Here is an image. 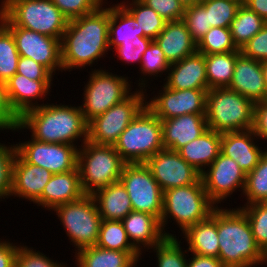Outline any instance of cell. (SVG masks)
Returning <instances> with one entry per match:
<instances>
[{"instance_id":"1","label":"cell","mask_w":267,"mask_h":267,"mask_svg":"<svg viewBox=\"0 0 267 267\" xmlns=\"http://www.w3.org/2000/svg\"><path fill=\"white\" fill-rule=\"evenodd\" d=\"M102 6L68 21L61 39L63 71L91 66L109 51V7Z\"/></svg>"},{"instance_id":"2","label":"cell","mask_w":267,"mask_h":267,"mask_svg":"<svg viewBox=\"0 0 267 267\" xmlns=\"http://www.w3.org/2000/svg\"><path fill=\"white\" fill-rule=\"evenodd\" d=\"M29 129L31 137L40 142L76 145L88 140V123L81 106L44 104L26 111L13 131Z\"/></svg>"},{"instance_id":"3","label":"cell","mask_w":267,"mask_h":267,"mask_svg":"<svg viewBox=\"0 0 267 267\" xmlns=\"http://www.w3.org/2000/svg\"><path fill=\"white\" fill-rule=\"evenodd\" d=\"M221 208V209H220ZM218 258L226 267H255L265 263L246 214L238 207L217 206Z\"/></svg>"},{"instance_id":"4","label":"cell","mask_w":267,"mask_h":267,"mask_svg":"<svg viewBox=\"0 0 267 267\" xmlns=\"http://www.w3.org/2000/svg\"><path fill=\"white\" fill-rule=\"evenodd\" d=\"M215 207V204L208 198L202 179L195 184L164 191L160 219L164 235L174 237V234L165 231L169 218L177 223L183 233L188 227L206 220Z\"/></svg>"},{"instance_id":"5","label":"cell","mask_w":267,"mask_h":267,"mask_svg":"<svg viewBox=\"0 0 267 267\" xmlns=\"http://www.w3.org/2000/svg\"><path fill=\"white\" fill-rule=\"evenodd\" d=\"M255 103L227 87L212 88L206 94L208 129L219 133L253 128Z\"/></svg>"},{"instance_id":"6","label":"cell","mask_w":267,"mask_h":267,"mask_svg":"<svg viewBox=\"0 0 267 267\" xmlns=\"http://www.w3.org/2000/svg\"><path fill=\"white\" fill-rule=\"evenodd\" d=\"M78 147L77 167L84 195H93L109 184L119 182L126 163L113 145L94 144L87 140Z\"/></svg>"},{"instance_id":"7","label":"cell","mask_w":267,"mask_h":267,"mask_svg":"<svg viewBox=\"0 0 267 267\" xmlns=\"http://www.w3.org/2000/svg\"><path fill=\"white\" fill-rule=\"evenodd\" d=\"M114 148L126 164L145 163L164 149L161 120L145 106L121 133Z\"/></svg>"},{"instance_id":"8","label":"cell","mask_w":267,"mask_h":267,"mask_svg":"<svg viewBox=\"0 0 267 267\" xmlns=\"http://www.w3.org/2000/svg\"><path fill=\"white\" fill-rule=\"evenodd\" d=\"M77 250L96 245L102 218L92 195L57 206L54 210Z\"/></svg>"},{"instance_id":"9","label":"cell","mask_w":267,"mask_h":267,"mask_svg":"<svg viewBox=\"0 0 267 267\" xmlns=\"http://www.w3.org/2000/svg\"><path fill=\"white\" fill-rule=\"evenodd\" d=\"M84 87V103L80 106L87 123L113 105L121 103L132 93L128 77L113 74L105 69H94Z\"/></svg>"},{"instance_id":"10","label":"cell","mask_w":267,"mask_h":267,"mask_svg":"<svg viewBox=\"0 0 267 267\" xmlns=\"http://www.w3.org/2000/svg\"><path fill=\"white\" fill-rule=\"evenodd\" d=\"M3 15L17 27L62 39L68 19L51 0H19Z\"/></svg>"},{"instance_id":"11","label":"cell","mask_w":267,"mask_h":267,"mask_svg":"<svg viewBox=\"0 0 267 267\" xmlns=\"http://www.w3.org/2000/svg\"><path fill=\"white\" fill-rule=\"evenodd\" d=\"M145 93L143 89L133 91L121 103L92 119L88 123V141L114 146L121 133L146 106Z\"/></svg>"},{"instance_id":"12","label":"cell","mask_w":267,"mask_h":267,"mask_svg":"<svg viewBox=\"0 0 267 267\" xmlns=\"http://www.w3.org/2000/svg\"><path fill=\"white\" fill-rule=\"evenodd\" d=\"M128 192L133 211L155 216L163 210V191L145 163L125 164L119 180Z\"/></svg>"},{"instance_id":"13","label":"cell","mask_w":267,"mask_h":267,"mask_svg":"<svg viewBox=\"0 0 267 267\" xmlns=\"http://www.w3.org/2000/svg\"><path fill=\"white\" fill-rule=\"evenodd\" d=\"M0 21L12 32L20 56L33 59L52 75L57 70L62 72L60 39L14 26L3 14Z\"/></svg>"},{"instance_id":"14","label":"cell","mask_w":267,"mask_h":267,"mask_svg":"<svg viewBox=\"0 0 267 267\" xmlns=\"http://www.w3.org/2000/svg\"><path fill=\"white\" fill-rule=\"evenodd\" d=\"M16 153L30 164L49 170L52 174L65 173L77 168V145L31 140L15 144Z\"/></svg>"},{"instance_id":"15","label":"cell","mask_w":267,"mask_h":267,"mask_svg":"<svg viewBox=\"0 0 267 267\" xmlns=\"http://www.w3.org/2000/svg\"><path fill=\"white\" fill-rule=\"evenodd\" d=\"M163 89L146 102V107L160 120L171 119L184 114H206L204 89Z\"/></svg>"},{"instance_id":"16","label":"cell","mask_w":267,"mask_h":267,"mask_svg":"<svg viewBox=\"0 0 267 267\" xmlns=\"http://www.w3.org/2000/svg\"><path fill=\"white\" fill-rule=\"evenodd\" d=\"M207 168L201 173V179L208 198L216 206L224 199L226 201L238 188L243 193L246 173L232 158L220 153Z\"/></svg>"},{"instance_id":"17","label":"cell","mask_w":267,"mask_h":267,"mask_svg":"<svg viewBox=\"0 0 267 267\" xmlns=\"http://www.w3.org/2000/svg\"><path fill=\"white\" fill-rule=\"evenodd\" d=\"M145 164L163 192L170 188L195 184L201 179V173L187 163L177 151H158Z\"/></svg>"},{"instance_id":"18","label":"cell","mask_w":267,"mask_h":267,"mask_svg":"<svg viewBox=\"0 0 267 267\" xmlns=\"http://www.w3.org/2000/svg\"><path fill=\"white\" fill-rule=\"evenodd\" d=\"M52 173L40 166L25 162L17 153L12 169L11 196L35 202L52 177Z\"/></svg>"},{"instance_id":"19","label":"cell","mask_w":267,"mask_h":267,"mask_svg":"<svg viewBox=\"0 0 267 267\" xmlns=\"http://www.w3.org/2000/svg\"><path fill=\"white\" fill-rule=\"evenodd\" d=\"M51 81L53 80H31L15 73L5 82L8 100L13 111L21 117L26 111L39 107L37 100L48 96L52 86Z\"/></svg>"},{"instance_id":"20","label":"cell","mask_w":267,"mask_h":267,"mask_svg":"<svg viewBox=\"0 0 267 267\" xmlns=\"http://www.w3.org/2000/svg\"><path fill=\"white\" fill-rule=\"evenodd\" d=\"M249 98L254 103L267 100V89L262 72V62L245 57H237L232 80L227 87Z\"/></svg>"},{"instance_id":"21","label":"cell","mask_w":267,"mask_h":267,"mask_svg":"<svg viewBox=\"0 0 267 267\" xmlns=\"http://www.w3.org/2000/svg\"><path fill=\"white\" fill-rule=\"evenodd\" d=\"M256 137V138H255ZM259 139L253 129L221 133V153L236 161L239 167L248 174L259 163L266 152L255 144Z\"/></svg>"},{"instance_id":"22","label":"cell","mask_w":267,"mask_h":267,"mask_svg":"<svg viewBox=\"0 0 267 267\" xmlns=\"http://www.w3.org/2000/svg\"><path fill=\"white\" fill-rule=\"evenodd\" d=\"M164 85L169 89H204L208 91L205 55L199 52L170 64Z\"/></svg>"},{"instance_id":"23","label":"cell","mask_w":267,"mask_h":267,"mask_svg":"<svg viewBox=\"0 0 267 267\" xmlns=\"http://www.w3.org/2000/svg\"><path fill=\"white\" fill-rule=\"evenodd\" d=\"M206 114H184L161 120L164 149L178 151L208 130Z\"/></svg>"},{"instance_id":"24","label":"cell","mask_w":267,"mask_h":267,"mask_svg":"<svg viewBox=\"0 0 267 267\" xmlns=\"http://www.w3.org/2000/svg\"><path fill=\"white\" fill-rule=\"evenodd\" d=\"M83 195L77 167L65 173L53 174L34 204L53 211L57 206L76 201Z\"/></svg>"},{"instance_id":"25","label":"cell","mask_w":267,"mask_h":267,"mask_svg":"<svg viewBox=\"0 0 267 267\" xmlns=\"http://www.w3.org/2000/svg\"><path fill=\"white\" fill-rule=\"evenodd\" d=\"M127 237L131 245L142 255L145 248L151 249L159 244L166 236L160 221L153 215L131 211L122 220ZM143 247V248H142Z\"/></svg>"},{"instance_id":"26","label":"cell","mask_w":267,"mask_h":267,"mask_svg":"<svg viewBox=\"0 0 267 267\" xmlns=\"http://www.w3.org/2000/svg\"><path fill=\"white\" fill-rule=\"evenodd\" d=\"M164 52L169 64L197 52V43L191 37L183 20L166 21L164 29L154 39Z\"/></svg>"},{"instance_id":"27","label":"cell","mask_w":267,"mask_h":267,"mask_svg":"<svg viewBox=\"0 0 267 267\" xmlns=\"http://www.w3.org/2000/svg\"><path fill=\"white\" fill-rule=\"evenodd\" d=\"M177 152L187 163L202 173L221 153V133L208 129Z\"/></svg>"},{"instance_id":"28","label":"cell","mask_w":267,"mask_h":267,"mask_svg":"<svg viewBox=\"0 0 267 267\" xmlns=\"http://www.w3.org/2000/svg\"><path fill=\"white\" fill-rule=\"evenodd\" d=\"M182 235L187 241L188 252L218 258L217 206L206 220L188 227Z\"/></svg>"},{"instance_id":"29","label":"cell","mask_w":267,"mask_h":267,"mask_svg":"<svg viewBox=\"0 0 267 267\" xmlns=\"http://www.w3.org/2000/svg\"><path fill=\"white\" fill-rule=\"evenodd\" d=\"M74 256L78 267H132L141 259L138 251L107 250L96 245L82 248Z\"/></svg>"},{"instance_id":"30","label":"cell","mask_w":267,"mask_h":267,"mask_svg":"<svg viewBox=\"0 0 267 267\" xmlns=\"http://www.w3.org/2000/svg\"><path fill=\"white\" fill-rule=\"evenodd\" d=\"M102 220H122L132 209L128 192L115 182L92 195Z\"/></svg>"},{"instance_id":"31","label":"cell","mask_w":267,"mask_h":267,"mask_svg":"<svg viewBox=\"0 0 267 267\" xmlns=\"http://www.w3.org/2000/svg\"><path fill=\"white\" fill-rule=\"evenodd\" d=\"M138 22L120 4L109 7V47L110 50L121 44V40L142 39L144 32L138 29Z\"/></svg>"},{"instance_id":"32","label":"cell","mask_w":267,"mask_h":267,"mask_svg":"<svg viewBox=\"0 0 267 267\" xmlns=\"http://www.w3.org/2000/svg\"><path fill=\"white\" fill-rule=\"evenodd\" d=\"M241 50L205 55L208 89L228 87Z\"/></svg>"},{"instance_id":"33","label":"cell","mask_w":267,"mask_h":267,"mask_svg":"<svg viewBox=\"0 0 267 267\" xmlns=\"http://www.w3.org/2000/svg\"><path fill=\"white\" fill-rule=\"evenodd\" d=\"M265 24L262 17L242 3L229 27L236 47L241 49Z\"/></svg>"},{"instance_id":"34","label":"cell","mask_w":267,"mask_h":267,"mask_svg":"<svg viewBox=\"0 0 267 267\" xmlns=\"http://www.w3.org/2000/svg\"><path fill=\"white\" fill-rule=\"evenodd\" d=\"M128 2L122 1L120 4L138 22V29L140 32H144V37L154 40L164 29L166 21L141 0Z\"/></svg>"},{"instance_id":"35","label":"cell","mask_w":267,"mask_h":267,"mask_svg":"<svg viewBox=\"0 0 267 267\" xmlns=\"http://www.w3.org/2000/svg\"><path fill=\"white\" fill-rule=\"evenodd\" d=\"M96 246L107 250L137 251L131 245L120 220H102Z\"/></svg>"},{"instance_id":"36","label":"cell","mask_w":267,"mask_h":267,"mask_svg":"<svg viewBox=\"0 0 267 267\" xmlns=\"http://www.w3.org/2000/svg\"><path fill=\"white\" fill-rule=\"evenodd\" d=\"M243 195L247 199L246 205L267 202V150L258 165L246 174Z\"/></svg>"},{"instance_id":"37","label":"cell","mask_w":267,"mask_h":267,"mask_svg":"<svg viewBox=\"0 0 267 267\" xmlns=\"http://www.w3.org/2000/svg\"><path fill=\"white\" fill-rule=\"evenodd\" d=\"M19 57L12 32L0 21V81L6 82L17 72Z\"/></svg>"},{"instance_id":"38","label":"cell","mask_w":267,"mask_h":267,"mask_svg":"<svg viewBox=\"0 0 267 267\" xmlns=\"http://www.w3.org/2000/svg\"><path fill=\"white\" fill-rule=\"evenodd\" d=\"M238 50L234 44L230 29L224 27H211L197 44V52L204 55Z\"/></svg>"},{"instance_id":"39","label":"cell","mask_w":267,"mask_h":267,"mask_svg":"<svg viewBox=\"0 0 267 267\" xmlns=\"http://www.w3.org/2000/svg\"><path fill=\"white\" fill-rule=\"evenodd\" d=\"M200 4L208 13L211 27L229 28L242 0H203Z\"/></svg>"},{"instance_id":"40","label":"cell","mask_w":267,"mask_h":267,"mask_svg":"<svg viewBox=\"0 0 267 267\" xmlns=\"http://www.w3.org/2000/svg\"><path fill=\"white\" fill-rule=\"evenodd\" d=\"M140 68L141 72L144 76L143 78H139L138 87L139 89H145V85H147L148 79L145 78L148 76H156L159 74L161 76V73L168 72L170 64L166 60L164 52L160 49L158 44L153 40L148 48L145 50L144 54L142 55L141 62H140ZM147 79V80H146Z\"/></svg>"},{"instance_id":"41","label":"cell","mask_w":267,"mask_h":267,"mask_svg":"<svg viewBox=\"0 0 267 267\" xmlns=\"http://www.w3.org/2000/svg\"><path fill=\"white\" fill-rule=\"evenodd\" d=\"M177 236L165 237L159 244L155 245L153 251L156 252L157 267H187V250H182L181 241Z\"/></svg>"},{"instance_id":"42","label":"cell","mask_w":267,"mask_h":267,"mask_svg":"<svg viewBox=\"0 0 267 267\" xmlns=\"http://www.w3.org/2000/svg\"><path fill=\"white\" fill-rule=\"evenodd\" d=\"M240 209L247 216L257 245L265 253L267 251V202L244 204Z\"/></svg>"},{"instance_id":"43","label":"cell","mask_w":267,"mask_h":267,"mask_svg":"<svg viewBox=\"0 0 267 267\" xmlns=\"http://www.w3.org/2000/svg\"><path fill=\"white\" fill-rule=\"evenodd\" d=\"M182 20L197 44L211 28L208 24V13L200 3L185 7Z\"/></svg>"},{"instance_id":"44","label":"cell","mask_w":267,"mask_h":267,"mask_svg":"<svg viewBox=\"0 0 267 267\" xmlns=\"http://www.w3.org/2000/svg\"><path fill=\"white\" fill-rule=\"evenodd\" d=\"M16 155L15 144L6 146L0 142V200L9 198L12 189V169Z\"/></svg>"},{"instance_id":"45","label":"cell","mask_w":267,"mask_h":267,"mask_svg":"<svg viewBox=\"0 0 267 267\" xmlns=\"http://www.w3.org/2000/svg\"><path fill=\"white\" fill-rule=\"evenodd\" d=\"M62 14L69 20L90 14L101 5L104 0H51Z\"/></svg>"},{"instance_id":"46","label":"cell","mask_w":267,"mask_h":267,"mask_svg":"<svg viewBox=\"0 0 267 267\" xmlns=\"http://www.w3.org/2000/svg\"><path fill=\"white\" fill-rule=\"evenodd\" d=\"M153 40L148 37L142 39L121 40V44L115 47L116 56L124 63L141 62L142 55Z\"/></svg>"},{"instance_id":"47","label":"cell","mask_w":267,"mask_h":267,"mask_svg":"<svg viewBox=\"0 0 267 267\" xmlns=\"http://www.w3.org/2000/svg\"><path fill=\"white\" fill-rule=\"evenodd\" d=\"M26 245L20 246L16 254L15 267H66L63 263H57L41 253Z\"/></svg>"},{"instance_id":"48","label":"cell","mask_w":267,"mask_h":267,"mask_svg":"<svg viewBox=\"0 0 267 267\" xmlns=\"http://www.w3.org/2000/svg\"><path fill=\"white\" fill-rule=\"evenodd\" d=\"M152 8L165 21H177L183 19L185 7L179 0H141Z\"/></svg>"},{"instance_id":"49","label":"cell","mask_w":267,"mask_h":267,"mask_svg":"<svg viewBox=\"0 0 267 267\" xmlns=\"http://www.w3.org/2000/svg\"><path fill=\"white\" fill-rule=\"evenodd\" d=\"M240 50L245 57L267 61V23Z\"/></svg>"},{"instance_id":"50","label":"cell","mask_w":267,"mask_h":267,"mask_svg":"<svg viewBox=\"0 0 267 267\" xmlns=\"http://www.w3.org/2000/svg\"><path fill=\"white\" fill-rule=\"evenodd\" d=\"M20 117L10 106L6 83L0 81V130L10 129L13 131L19 125Z\"/></svg>"},{"instance_id":"51","label":"cell","mask_w":267,"mask_h":267,"mask_svg":"<svg viewBox=\"0 0 267 267\" xmlns=\"http://www.w3.org/2000/svg\"><path fill=\"white\" fill-rule=\"evenodd\" d=\"M16 73L31 80H52L54 77L43 65L23 56L19 57Z\"/></svg>"},{"instance_id":"52","label":"cell","mask_w":267,"mask_h":267,"mask_svg":"<svg viewBox=\"0 0 267 267\" xmlns=\"http://www.w3.org/2000/svg\"><path fill=\"white\" fill-rule=\"evenodd\" d=\"M252 129L259 140H267V100L255 103Z\"/></svg>"},{"instance_id":"53","label":"cell","mask_w":267,"mask_h":267,"mask_svg":"<svg viewBox=\"0 0 267 267\" xmlns=\"http://www.w3.org/2000/svg\"><path fill=\"white\" fill-rule=\"evenodd\" d=\"M19 245L0 240V267H15L16 254Z\"/></svg>"},{"instance_id":"54","label":"cell","mask_w":267,"mask_h":267,"mask_svg":"<svg viewBox=\"0 0 267 267\" xmlns=\"http://www.w3.org/2000/svg\"><path fill=\"white\" fill-rule=\"evenodd\" d=\"M187 259V267H226L219 258L211 256H201L198 254H190Z\"/></svg>"},{"instance_id":"55","label":"cell","mask_w":267,"mask_h":267,"mask_svg":"<svg viewBox=\"0 0 267 267\" xmlns=\"http://www.w3.org/2000/svg\"><path fill=\"white\" fill-rule=\"evenodd\" d=\"M242 3L267 23V0H242Z\"/></svg>"},{"instance_id":"56","label":"cell","mask_w":267,"mask_h":267,"mask_svg":"<svg viewBox=\"0 0 267 267\" xmlns=\"http://www.w3.org/2000/svg\"><path fill=\"white\" fill-rule=\"evenodd\" d=\"M19 0H2L0 6V15L3 14L9 7Z\"/></svg>"},{"instance_id":"57","label":"cell","mask_w":267,"mask_h":267,"mask_svg":"<svg viewBox=\"0 0 267 267\" xmlns=\"http://www.w3.org/2000/svg\"><path fill=\"white\" fill-rule=\"evenodd\" d=\"M179 1L184 7H187V6H191L193 4L200 3L203 0H179Z\"/></svg>"},{"instance_id":"58","label":"cell","mask_w":267,"mask_h":267,"mask_svg":"<svg viewBox=\"0 0 267 267\" xmlns=\"http://www.w3.org/2000/svg\"><path fill=\"white\" fill-rule=\"evenodd\" d=\"M262 72H263L265 86L267 89V61L262 62Z\"/></svg>"},{"instance_id":"59","label":"cell","mask_w":267,"mask_h":267,"mask_svg":"<svg viewBox=\"0 0 267 267\" xmlns=\"http://www.w3.org/2000/svg\"><path fill=\"white\" fill-rule=\"evenodd\" d=\"M265 264H267V251L265 252Z\"/></svg>"}]
</instances>
